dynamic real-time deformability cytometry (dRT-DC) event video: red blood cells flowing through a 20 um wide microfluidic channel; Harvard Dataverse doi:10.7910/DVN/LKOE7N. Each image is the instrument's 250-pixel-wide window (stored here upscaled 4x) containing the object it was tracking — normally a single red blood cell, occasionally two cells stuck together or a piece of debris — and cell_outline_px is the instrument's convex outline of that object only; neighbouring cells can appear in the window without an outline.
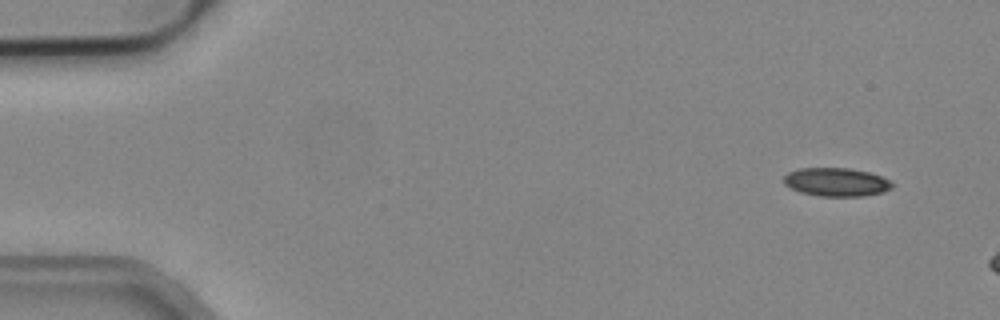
{"species": "common noctule bat (a hibernating species)", "species_latin": "Nyctalus noctula", "temperature_condition": "cold", "stored_images_in_passage": 4, "camera_frame_rate_fps": 3000, "um_per_image_px": 0.085, "animal": {"sex": "male", "body_mass_g": 19.2, "forearm_length_mm": 51.8}, "frame": {"image": 1, "passage_image": 1, "time_ms": 0.0, "image_size_px": [1000, 320], "cell_outline_px": [[892, 188], [884, 192], [864, 196], [820, 196], [800, 192], [784, 184], [784, 176], [788, 172], [800, 168], [848, 168], [868, 172], [880, 176], [888, 180], [892, 184]], "centroid_in_image_um": [71.07, 15.48], "position_along_channel_um": 13.9, "area_um2": 17.86}}